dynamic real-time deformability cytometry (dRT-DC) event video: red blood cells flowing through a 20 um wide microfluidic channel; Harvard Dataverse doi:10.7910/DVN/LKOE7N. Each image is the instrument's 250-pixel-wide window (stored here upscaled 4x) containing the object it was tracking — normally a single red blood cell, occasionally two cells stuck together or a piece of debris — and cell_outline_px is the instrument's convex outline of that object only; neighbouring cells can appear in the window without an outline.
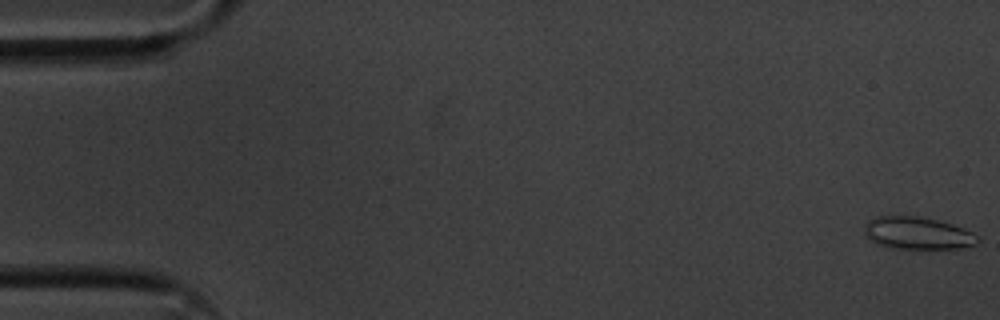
{"species": "common noctule bat (a hibernating species)", "species_latin": "Nyctalus noctula", "temperature_condition": "cold", "stored_images_in_passage": 56, "camera_frame_rate_fps": 3000, "um_per_image_px": 0.085, "animal": {"sex": "male", "body_mass_g": 20.1, "forearm_length_mm": 53.5}, "frame": {"image": 1, "passage_image": 1, "time_ms": 0.0, "image_size_px": [1000, 320], "cell_outline_px": [[980, 240], [976, 244], [960, 248], [884, 248], [868, 240], [864, 236], [864, 224], [876, 216], [920, 216], [952, 224], [972, 232], [980, 236]], "centroid_in_image_um": [77.94, 19.82], "position_along_channel_um": 7.1, "area_um2": 21.62}}
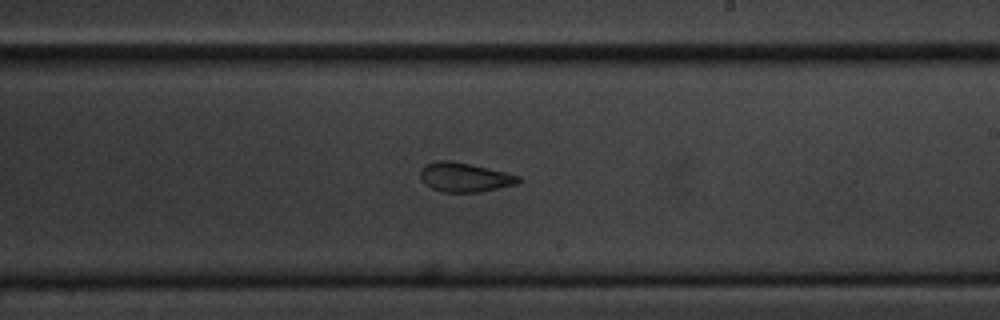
{"frame": {"image": 2, "passage_image": 33, "time_ms": 10.667, "image_size_px": [1000, 320], "cell_outline_px": [[520, 180], [516, 184], [476, 192], [444, 192], [432, 188], [424, 184], [420, 180], [420, 168], [424, 164], [436, 160], [452, 160], [504, 172], [520, 176]], "centroid_in_image_um": [39.4, 15.05], "position_along_channel_um": 249.6, "area_um2": 16.65}}
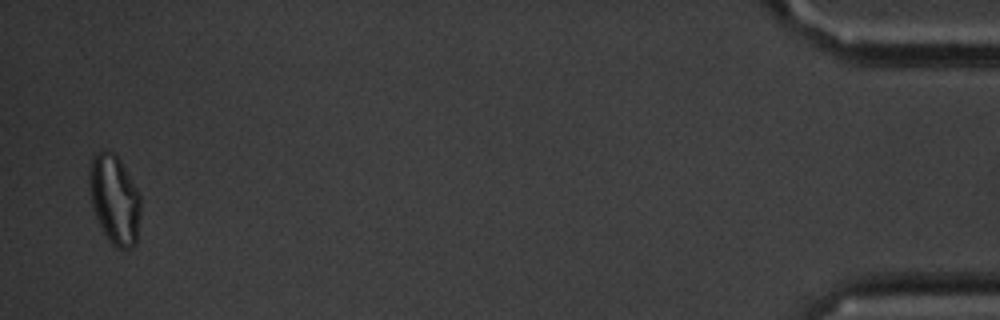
{"frame": {"image": 3, "passage_image": 55, "time_ms": 18.0, "image_size_px": [1000, 320], "cell_outline_px": [[140, 212], [136, 244], [132, 248], [116, 248], [108, 240], [92, 208], [88, 188], [88, 176], [92, 156], [96, 152], [108, 148], [116, 152], [136, 188], [140, 196]], "centroid_in_image_um": [9.71, 16.9], "position_along_channel_um": 425.5, "area_um2": 27.05}, "authors_computed_cell_mechanics": {"area_um2": 19.1318, "velocity_mm_per_s": 3.5753, "shape_relaxation_time_tau1_ms": 5.7267, "shape_relaxation_time_tau2_ms": 0.753, "deformation_change_tau1": 0.1366, "deformation_change_tau2": 0.0604}}